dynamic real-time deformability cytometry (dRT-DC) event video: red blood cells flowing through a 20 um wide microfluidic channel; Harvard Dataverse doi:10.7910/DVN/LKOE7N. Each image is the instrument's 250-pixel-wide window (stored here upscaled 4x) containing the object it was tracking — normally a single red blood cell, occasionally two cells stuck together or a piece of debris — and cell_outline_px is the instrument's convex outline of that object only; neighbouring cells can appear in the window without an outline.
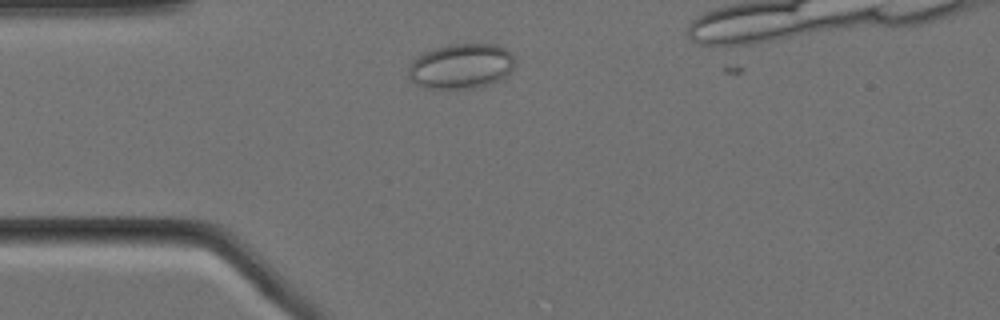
{"species": "Egyptian fruit bat (a non-hibernating species)", "species_latin": "Rousettus aegyptiacus", "temperature_condition": "cold", "stored_images_in_passage": 37, "camera_frame_rate_fps": 3000, "um_per_image_px": 0.085, "animal": {"sex": "female"}, "frame": {"image": 1, "passage_image": 1, "time_ms": 0.0, "image_size_px": [1000, 320], "cell_outline_px": [[512, 68], [508, 76], [504, 80], [492, 84], [472, 88], [424, 88], [416, 84], [408, 76], [408, 68], [416, 56], [424, 52], [448, 44], [496, 44], [512, 52]], "centroid_in_image_um": [39.21, 5.63], "position_along_channel_um": 45.8, "area_um2": 28.15}}
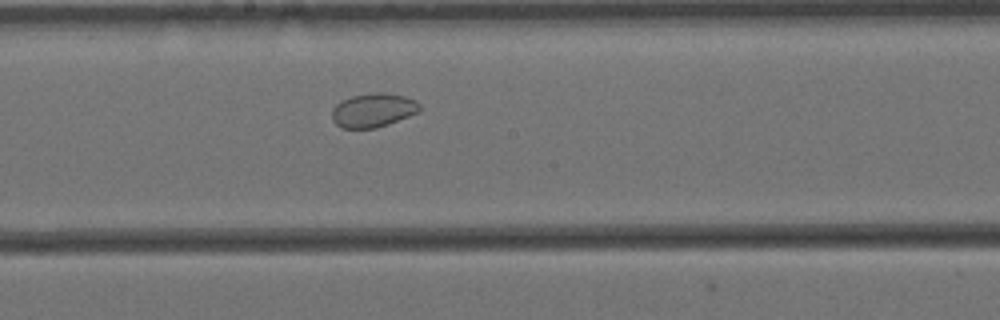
{"frame": {"image": 2, "passage_image": 17, "time_ms": 5.333, "image_size_px": [1000, 320], "cell_outline_px": [[420, 112], [388, 124], [376, 128], [340, 128], [332, 120], [332, 108], [340, 100], [352, 96], [372, 92], [384, 92], [404, 96], [416, 100], [420, 104]], "centroid_in_image_um": [31.71, 9.36], "position_along_channel_um": 216.5, "area_um2": 17.57}}
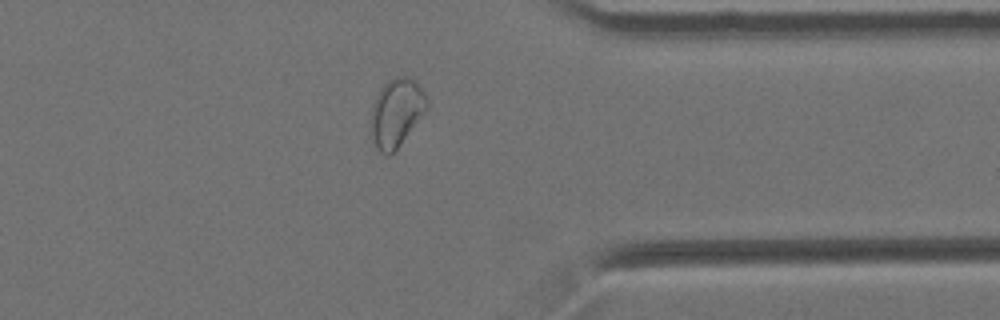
{"frame": {"image": 3, "passage_image": 32, "time_ms": 10.333, "image_size_px": [1000, 320], "cell_outline_px": [[428, 108], [396, 148], [388, 156], [380, 152], [376, 148], [372, 140], [368, 128], [368, 120], [372, 104], [380, 88], [388, 80], [396, 76], [404, 76], [412, 80], [424, 92], [428, 100]], "centroid_in_image_um": [33.62, 9.58], "position_along_channel_um": 377.8, "area_um2": 22.37}}